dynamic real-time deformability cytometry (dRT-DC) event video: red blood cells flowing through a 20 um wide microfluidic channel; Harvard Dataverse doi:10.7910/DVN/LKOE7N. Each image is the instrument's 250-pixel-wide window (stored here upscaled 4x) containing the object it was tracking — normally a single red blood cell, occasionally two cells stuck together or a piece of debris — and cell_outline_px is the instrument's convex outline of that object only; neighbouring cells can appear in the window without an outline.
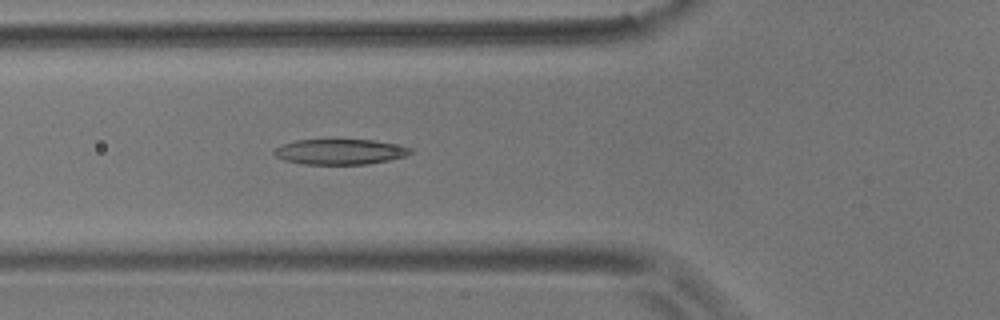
{"species": "common noctule bat (a hibernating species)", "species_latin": "Nyctalus noctula", "temperature_condition": "room temperature", "stored_images_in_passage": 6, "camera_frame_rate_fps": 3000, "um_per_image_px": 0.085, "animal": {"sex": "male", "body_mass_g": 17.9}, "frame": {"image": 1, "passage_image": 6, "time_ms": 1.667, "image_size_px": [1000, 320], "cell_outline_px": [[412, 152], [404, 156], [388, 160], [368, 164], [304, 164], [284, 160], [276, 156], [272, 152], [280, 144], [296, 140], [372, 140], [412, 148]], "centroid_in_image_um": [28.84, 12.9], "position_along_channel_um": 97.0, "area_um2": 19.94}}